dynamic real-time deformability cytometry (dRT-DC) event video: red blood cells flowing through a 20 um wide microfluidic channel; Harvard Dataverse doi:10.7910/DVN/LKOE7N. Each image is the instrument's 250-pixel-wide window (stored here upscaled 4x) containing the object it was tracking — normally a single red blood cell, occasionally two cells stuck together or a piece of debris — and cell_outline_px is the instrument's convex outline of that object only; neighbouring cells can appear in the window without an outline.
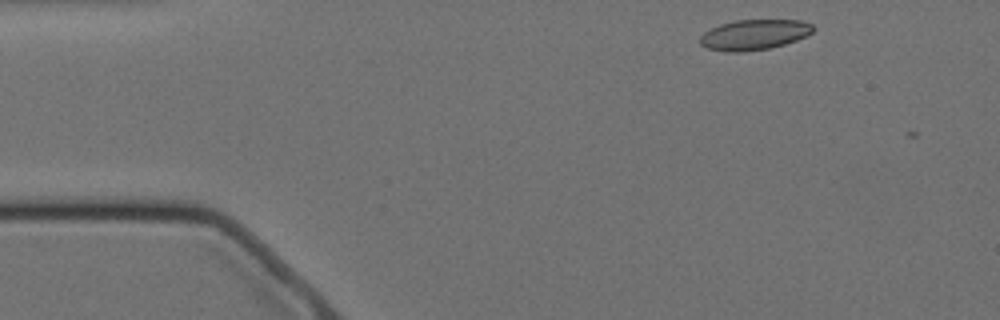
{"species": "Egyptian fruit bat (a non-hibernating species)", "species_latin": "Rousettus aegyptiacus", "temperature_condition": "cold", "stored_images_in_passage": 2, "camera_frame_rate_fps": 3000, "um_per_image_px": 0.085, "animal": {"sex": "female"}, "frame": {"image": 1, "passage_image": 1, "time_ms": 0.0, "image_size_px": [1000, 320], "cell_outline_px": [[816, 28], [812, 32], [796, 40], [784, 44], [768, 48], [744, 52], [728, 52], [708, 48], [700, 44], [700, 36], [704, 32], [720, 24], [736, 20], [804, 20], [812, 24]], "centroid_in_image_um": [64.11, 2.94], "position_along_channel_um": 20.9, "area_um2": 19.94}}